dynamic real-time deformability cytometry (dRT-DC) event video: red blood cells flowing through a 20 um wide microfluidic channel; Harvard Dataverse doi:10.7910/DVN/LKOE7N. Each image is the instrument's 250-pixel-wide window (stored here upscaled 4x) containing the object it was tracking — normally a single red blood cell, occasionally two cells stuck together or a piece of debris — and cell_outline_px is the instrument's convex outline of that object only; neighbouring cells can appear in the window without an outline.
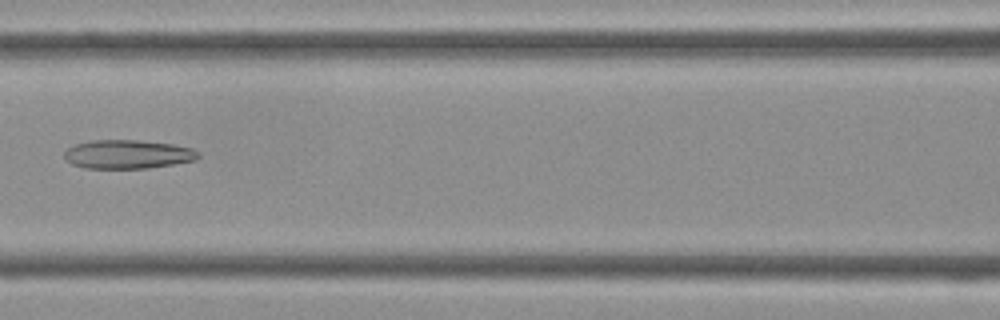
{"species": "Egyptian fruit bat (a non-hibernating species)", "species_latin": "Rousettus aegyptiacus", "temperature_condition": "cold", "stored_images_in_passage": 31, "camera_frame_rate_fps": 3000, "um_per_image_px": 0.085, "frame": {"image": 1, "passage_image": 7, "time_ms": 2.0, "image_size_px": [1000, 320], "cell_outline_px": [[200, 156], [196, 160], [148, 168], [84, 168], [72, 164], [64, 156], [64, 152], [68, 148], [76, 144], [92, 140], [140, 140], [172, 144], [192, 148], [200, 152]], "centroid_in_image_um": [10.88, 13.11], "position_along_channel_um": 155.7, "area_um2": 22.43}}
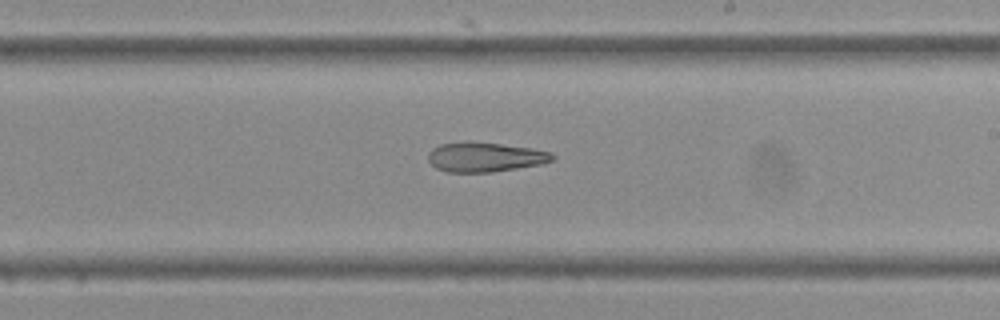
{"frame": {"image": 2, "passage_image": 13, "time_ms": 4.0, "image_size_px": [1000, 320], "cell_outline_px": [[556, 156], [552, 160], [540, 164], [492, 172], [448, 172], [436, 168], [428, 160], [428, 152], [432, 148], [440, 144], [468, 140], [532, 148], [552, 152]], "centroid_in_image_um": [41.2, 13.33], "position_along_channel_um": 247.8, "area_um2": 21.56}}
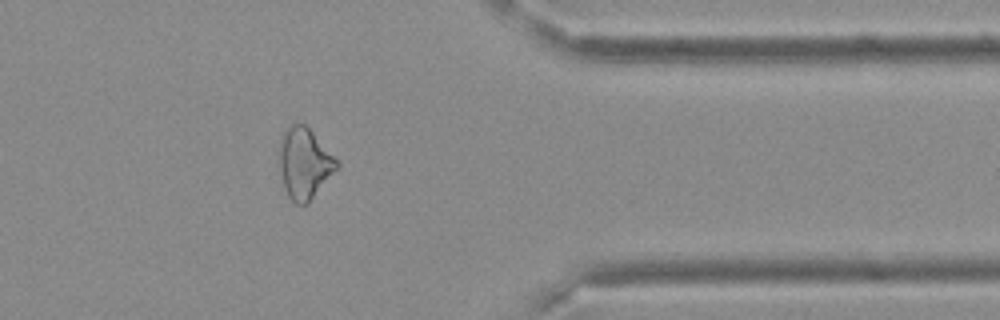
{"frame": {"image": 3, "passage_image": 23, "time_ms": 7.333, "image_size_px": [1000, 320], "cell_outline_px": [[340, 168], [308, 204], [296, 204], [288, 196], [284, 188], [280, 168], [280, 136], [284, 128], [292, 124], [304, 124], [312, 132], [340, 164]], "centroid_in_image_um": [25.89, 13.91], "position_along_channel_um": 385.5, "area_um2": 23.76}}